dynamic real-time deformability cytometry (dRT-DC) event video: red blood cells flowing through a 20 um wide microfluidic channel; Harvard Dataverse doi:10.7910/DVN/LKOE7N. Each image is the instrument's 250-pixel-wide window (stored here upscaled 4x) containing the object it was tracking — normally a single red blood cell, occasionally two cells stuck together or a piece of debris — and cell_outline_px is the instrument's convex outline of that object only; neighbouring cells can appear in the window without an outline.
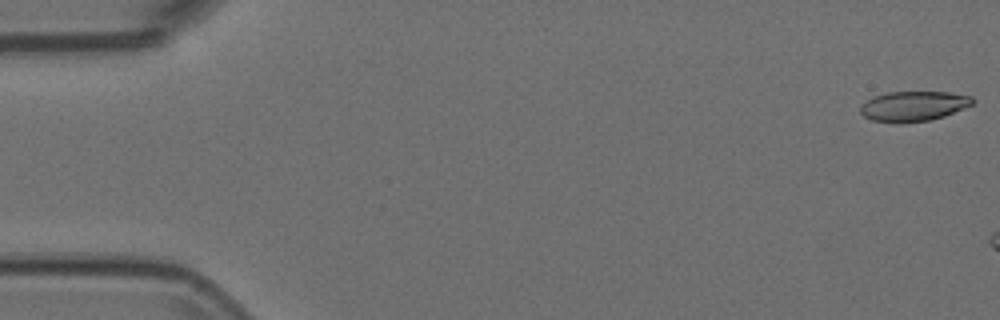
{"species": "Egyptian fruit bat (a non-hibernating species)", "species_latin": "Rousettus aegyptiacus", "temperature_condition": "room temperature", "stored_images_in_passage": 7, "camera_frame_rate_fps": 3000, "um_per_image_px": 0.085, "animal": {"sex": "female"}, "frame": {"image": 1, "passage_image": 1, "time_ms": 0.0, "image_size_px": [1000, 320], "cell_outline_px": [[976, 100], [972, 104], [964, 108], [944, 116], [928, 120], [872, 120], [864, 116], [860, 112], [860, 108], [872, 96], [888, 92], [948, 92], [972, 96]], "centroid_in_image_um": [77.7, 8.97], "position_along_channel_um": 7.3, "area_um2": 18.84}}